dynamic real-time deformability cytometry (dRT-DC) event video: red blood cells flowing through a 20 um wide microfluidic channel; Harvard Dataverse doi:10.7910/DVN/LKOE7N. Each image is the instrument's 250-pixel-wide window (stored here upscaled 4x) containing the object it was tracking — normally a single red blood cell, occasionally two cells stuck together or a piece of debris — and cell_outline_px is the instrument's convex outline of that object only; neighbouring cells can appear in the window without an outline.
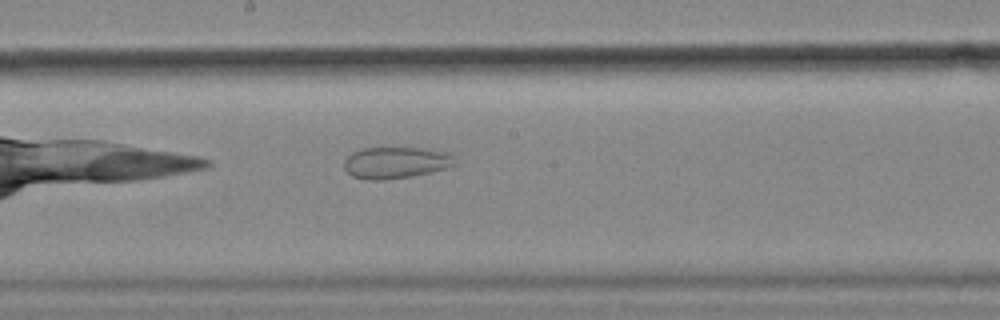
{"species": "common noctule bat (a hibernating species)", "species_latin": "Nyctalus noctula", "temperature_condition": "cold", "stored_images_in_passage": 36, "camera_frame_rate_fps": 3000, "um_per_image_px": 0.085, "animal": {"sex": "female", "body_mass_g": 18.4}, "frame": {"image": 1, "passage_image": 16, "time_ms": 5.0, "image_size_px": [1000, 320], "cell_outline_px": [[456, 164], [448, 168], [432, 172], [412, 176], [384, 180], [368, 180], [352, 176], [344, 168], [344, 160], [352, 152], [360, 148], [432, 148], [452, 152]], "centroid_in_image_um": [33.69, 13.81], "position_along_channel_um": 214.5, "area_um2": 20.81}}